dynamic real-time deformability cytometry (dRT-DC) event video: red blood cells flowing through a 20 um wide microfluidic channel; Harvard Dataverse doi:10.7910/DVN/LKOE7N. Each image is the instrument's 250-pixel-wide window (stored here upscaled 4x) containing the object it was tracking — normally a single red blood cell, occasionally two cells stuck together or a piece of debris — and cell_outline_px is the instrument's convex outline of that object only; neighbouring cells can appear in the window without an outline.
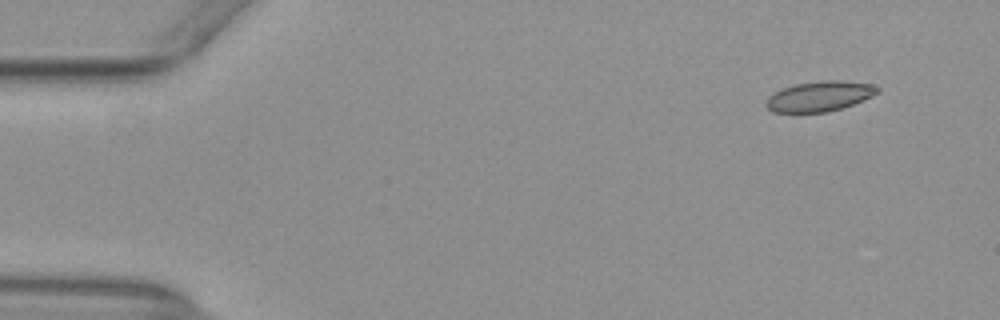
{"species": "common noctule bat (a hibernating species)", "species_latin": "Nyctalus noctula", "temperature_condition": "warm", "stored_images_in_passage": 15, "camera_frame_rate_fps": 3000, "um_per_image_px": 0.085, "animal": {"sex": "female", "body_mass_g": 29.2, "forearm_length_mm": 56.3}, "frame": {"image": 1, "passage_image": 5, "time_ms": 1.333, "image_size_px": [1000, 320], "cell_outline_px": [[880, 92], [864, 100], [828, 112], [772, 112], [764, 104], [768, 96], [784, 88], [796, 84], [820, 80], [840, 80], [872, 84], [880, 88]], "centroid_in_image_um": [69.68, 8.18], "position_along_channel_um": 15.3, "area_um2": 19.54}}